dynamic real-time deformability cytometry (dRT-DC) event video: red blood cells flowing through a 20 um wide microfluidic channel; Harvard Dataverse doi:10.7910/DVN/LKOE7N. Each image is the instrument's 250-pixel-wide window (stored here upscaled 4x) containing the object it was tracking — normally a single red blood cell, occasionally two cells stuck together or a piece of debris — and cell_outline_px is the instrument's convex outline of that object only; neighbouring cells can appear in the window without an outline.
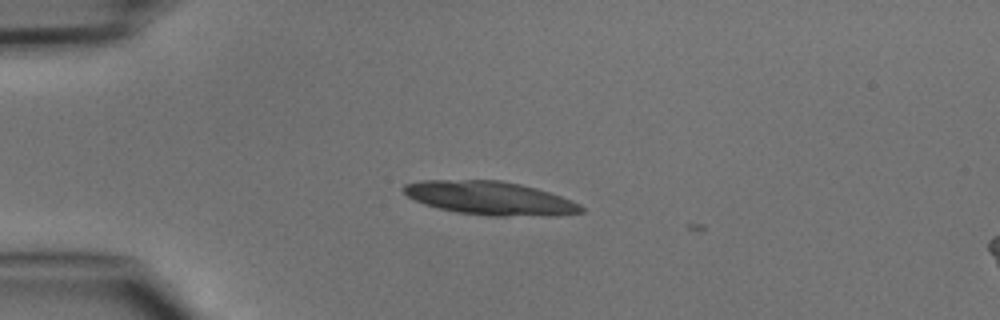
{"species": "common noctule bat (a hibernating species)", "species_latin": "Nyctalus noctula", "temperature_condition": "cold", "stored_images_in_passage": 3, "camera_frame_rate_fps": 3000, "um_per_image_px": 0.085, "animal": {"sex": "male", "body_mass_g": 15.6}, "frame": {"image": 1, "passage_image": 2, "time_ms": 0.333, "image_size_px": [1000, 320], "cell_outline_px": [[584, 212], [556, 216], [488, 216], [456, 212], [424, 204], [408, 196], [400, 188], [404, 184], [424, 180], [500, 180], [520, 184], [536, 188], [572, 200], [580, 204], [584, 208]], "centroid_in_image_um": [41.68, 16.85], "position_along_channel_um": 43.3, "area_um2": 34.8}}